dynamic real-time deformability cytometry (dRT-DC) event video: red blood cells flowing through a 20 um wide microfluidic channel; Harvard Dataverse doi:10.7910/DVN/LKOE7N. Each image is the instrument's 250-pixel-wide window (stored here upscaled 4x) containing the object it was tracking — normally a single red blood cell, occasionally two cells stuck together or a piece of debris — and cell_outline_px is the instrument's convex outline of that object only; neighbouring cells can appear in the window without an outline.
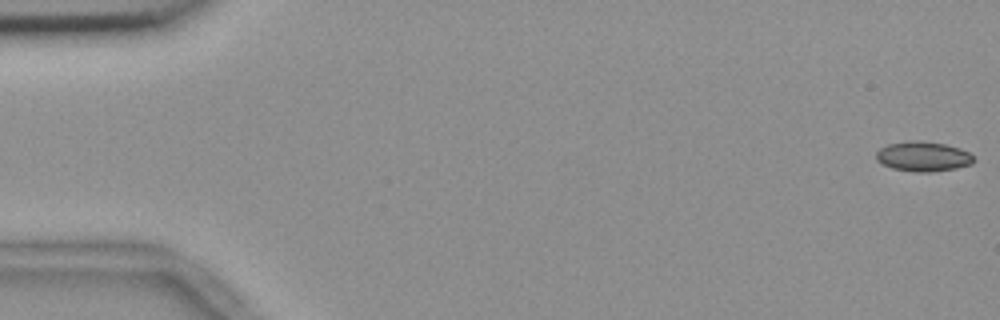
{"species": "common noctule bat (a hibernating species)", "species_latin": "Nyctalus noctula", "temperature_condition": "room temperature", "stored_images_in_passage": 56, "camera_frame_rate_fps": 3000, "um_per_image_px": 0.085, "animal": {"sex": "female", "body_mass_g": 18.4}, "frame": {"image": 1, "passage_image": 1, "time_ms": 0.0, "image_size_px": [1000, 320], "cell_outline_px": [[976, 160], [972, 164], [956, 168], [932, 172], [912, 172], [892, 168], [880, 164], [876, 160], [876, 152], [880, 148], [888, 144], [908, 140], [920, 140], [944, 144], [960, 148], [968, 152]], "centroid_in_image_um": [78.44, 13.3], "position_along_channel_um": 6.6, "area_um2": 17.22}}
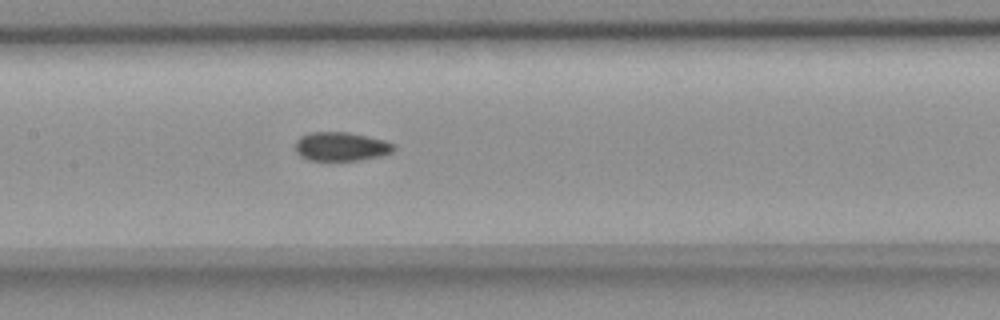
{"frame": {"image": 2, "passage_image": 27, "time_ms": 8.667, "image_size_px": [1000, 320], "cell_outline_px": [[396, 148], [392, 152], [380, 156], [360, 160], [308, 160], [300, 156], [296, 152], [296, 140], [300, 136], [312, 132], [348, 132], [368, 136], [384, 140], [396, 144]], "centroid_in_image_um": [29.01, 12.45], "position_along_channel_um": 178.4, "area_um2": 16.65}}
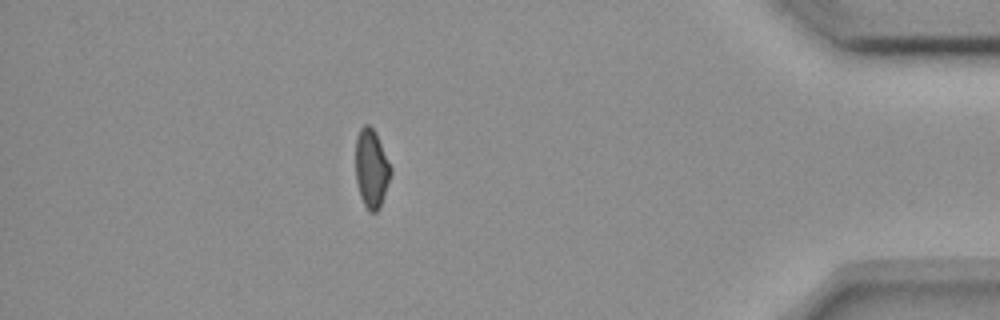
{"frame": {"image": 3, "passage_image": 49, "time_ms": 16.0, "image_size_px": [1000, 320], "cell_outline_px": [[392, 172], [380, 208], [376, 212], [368, 212], [360, 196], [356, 180], [356, 136], [360, 128], [364, 124], [368, 124], [376, 132], [392, 168]], "centroid_in_image_um": [31.58, 14.32], "position_along_channel_um": 403.6, "area_um2": 16.24}, "authors_computed_cell_mechanics": {"area_um2": 16.6753, "velocity_mm_per_s": 3.6868, "shape_relaxation_time_tau1_ms": null, "shape_relaxation_time_tau2_ms": 4.112, "deformation_change_tau1": null, "deformation_change_tau2": 0.0749}}